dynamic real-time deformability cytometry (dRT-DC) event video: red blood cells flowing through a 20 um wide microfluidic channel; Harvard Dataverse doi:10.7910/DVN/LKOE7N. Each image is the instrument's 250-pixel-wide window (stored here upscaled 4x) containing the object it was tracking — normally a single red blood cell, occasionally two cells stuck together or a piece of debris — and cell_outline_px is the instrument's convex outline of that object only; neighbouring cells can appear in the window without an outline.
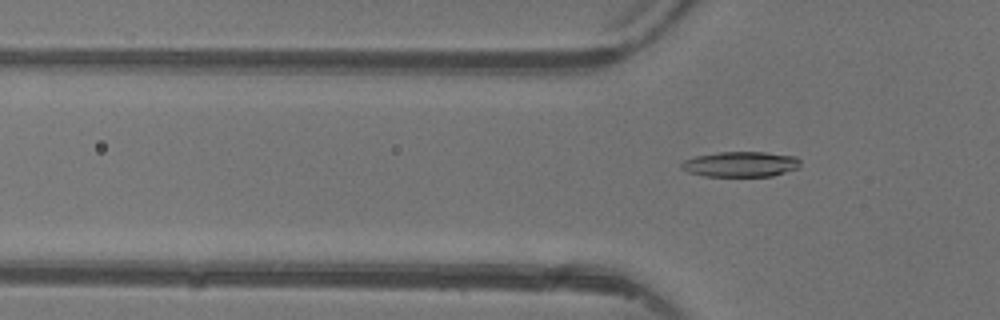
{"species": "common noctule bat (a hibernating species)", "species_latin": "Nyctalus noctula", "temperature_condition": "warm", "stored_images_in_passage": 4, "segment_of_instrument_passage": [2, 2], "camera_frame_rate_fps": 3000, "um_per_image_px": 0.085, "animal": {"sex": "female"}, "frame": {"image": 1, "passage_image": 4, "time_ms": 3.667, "image_size_px": [1000, 320], "cell_outline_px": [[800, 168], [772, 176], [704, 176], [688, 172], [680, 168], [680, 164], [684, 160], [696, 156], [720, 152], [764, 152], [796, 156], [800, 160]], "centroid_in_image_um": [62.97, 13.96], "position_along_channel_um": 62.8, "area_um2": 17.63}}